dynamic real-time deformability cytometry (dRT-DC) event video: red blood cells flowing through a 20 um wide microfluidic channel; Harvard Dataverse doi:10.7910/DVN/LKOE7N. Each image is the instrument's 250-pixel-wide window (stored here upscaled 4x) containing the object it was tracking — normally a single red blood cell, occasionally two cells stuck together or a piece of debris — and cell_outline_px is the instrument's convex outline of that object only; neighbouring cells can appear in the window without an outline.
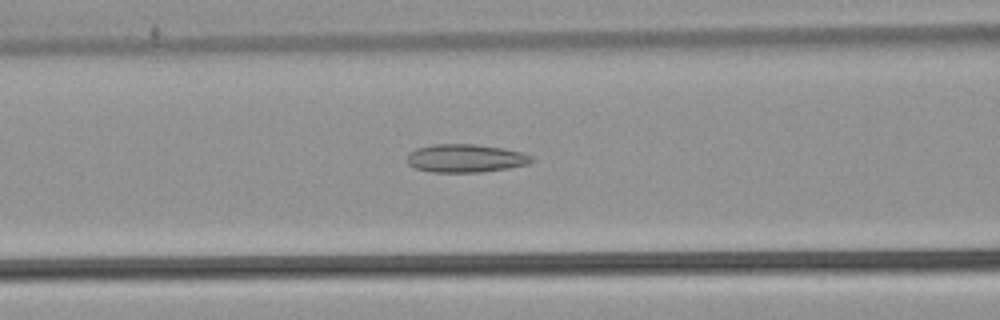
{"species": "common noctule bat (a hibernating species)", "species_latin": "Nyctalus noctula", "temperature_condition": "warm", "stored_images_in_passage": 52, "camera_frame_rate_fps": 3000, "um_per_image_px": 0.085, "animal": {"sex": "male", "body_mass_g": 21.5, "forearm_length_mm": 52.0}, "frame": {"image": 1, "passage_image": 21, "time_ms": 6.667, "image_size_px": [1000, 320], "cell_outline_px": [[532, 160], [528, 164], [508, 168], [480, 172], [432, 172], [416, 168], [408, 164], [408, 152], [416, 148], [432, 144], [476, 144], [504, 148], [520, 152], [532, 156]], "centroid_in_image_um": [39.55, 13.44], "position_along_channel_um": 127.1, "area_um2": 20.4}}
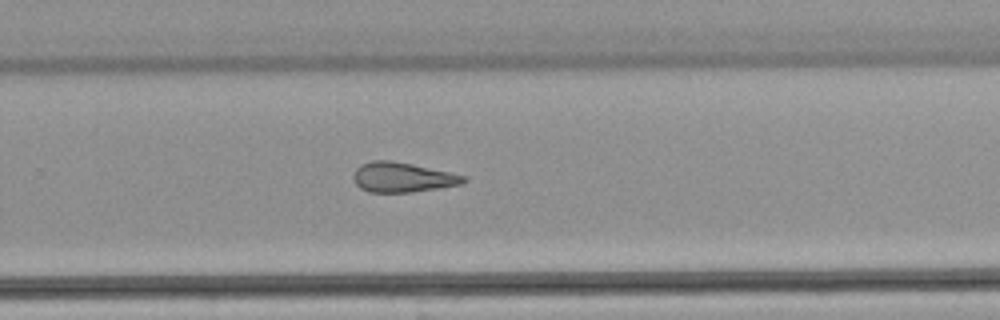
{"frame": {"image": 2, "passage_image": 34, "time_ms": 11.0, "image_size_px": [1000, 320], "cell_outline_px": [[468, 180], [460, 184], [412, 192], [368, 192], [360, 188], [356, 184], [352, 176], [356, 168], [360, 164], [372, 160], [392, 160], [412, 164], [448, 172], [464, 176]], "centroid_in_image_um": [34.14, 15.06], "position_along_channel_um": 295.7, "area_um2": 19.02}}
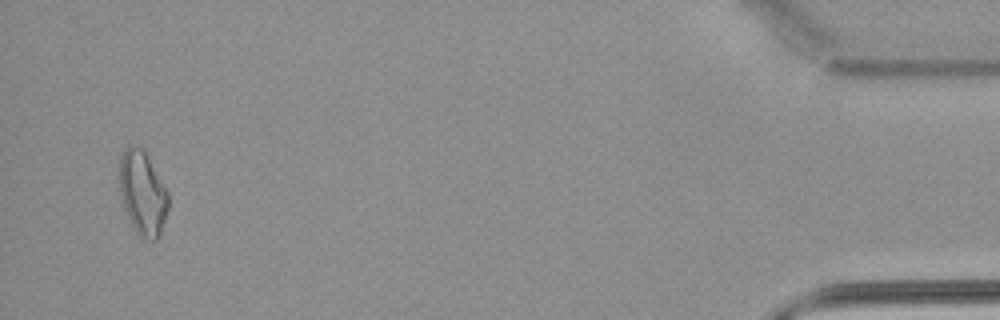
{"frame": {"image": 3, "passage_image": 50, "time_ms": 16.333, "image_size_px": [1000, 320], "cell_outline_px": [[168, 208], [160, 236], [156, 240], [148, 240], [140, 236], [136, 232], [124, 208], [120, 196], [120, 156], [124, 148], [128, 144], [140, 148], [144, 152], [168, 192]], "centroid_in_image_um": [12.11, 16.44], "position_along_channel_um": 423.1, "area_um2": 23.58}, "authors_computed_cell_mechanics": {"area_um2": 20.808, "velocity_mm_per_s": 3.9003, "shape_relaxation_time_tau1_ms": null, "shape_relaxation_time_tau2_ms": 5.6124, "deformation_change_tau1": null, "deformation_change_tau2": 0.1801}}